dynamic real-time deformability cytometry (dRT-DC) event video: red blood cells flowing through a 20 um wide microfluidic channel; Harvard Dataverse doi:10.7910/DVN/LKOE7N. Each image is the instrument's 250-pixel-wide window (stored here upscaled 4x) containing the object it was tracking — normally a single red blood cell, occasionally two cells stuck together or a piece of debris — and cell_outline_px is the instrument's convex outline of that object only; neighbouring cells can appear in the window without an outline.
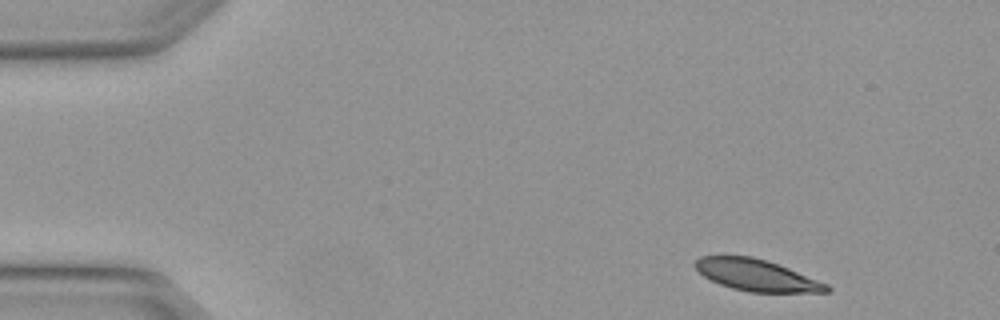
{"species": "Egyptian fruit bat (a non-hibernating species)", "species_latin": "Rousettus aegyptiacus", "temperature_condition": "warm", "stored_images_in_passage": 5, "camera_frame_rate_fps": 3000, "um_per_image_px": 0.085, "animal": {"sex": "female"}, "frame": {"image": 1, "passage_image": 1, "time_ms": 0.0, "image_size_px": [1000, 320], "cell_outline_px": [[832, 288], [828, 292], [748, 292], [732, 288], [720, 284], [704, 276], [692, 264], [700, 256], [752, 256], [788, 268], [828, 284]], "centroid_in_image_um": [64.3, 23.39], "position_along_channel_um": 20.7, "area_um2": 23.87}}
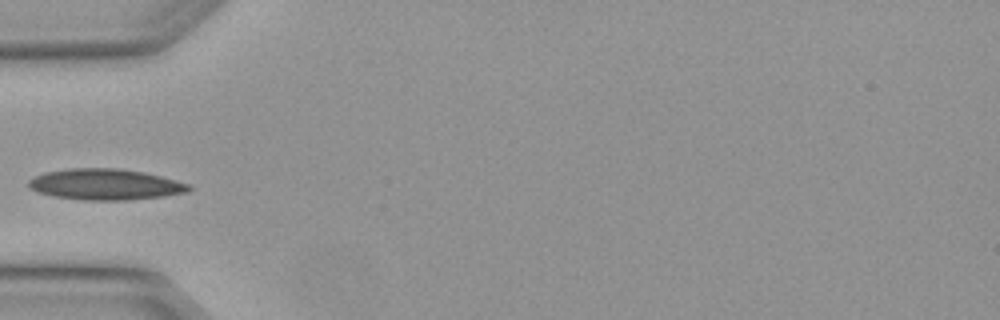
{"frame": {"image": 2, "passage_image": 4, "time_ms": 1.0, "image_size_px": [1000, 320], "cell_outline_px": [[192, 188], [188, 192], [164, 196], [124, 200], [84, 200], [52, 196], [36, 192], [28, 188], [28, 180], [44, 172], [72, 168], [116, 168], [144, 172], [160, 176], [188, 184]], "centroid_in_image_um": [8.91, 15.67], "position_along_channel_um": 76.1, "area_um2": 28.9}}
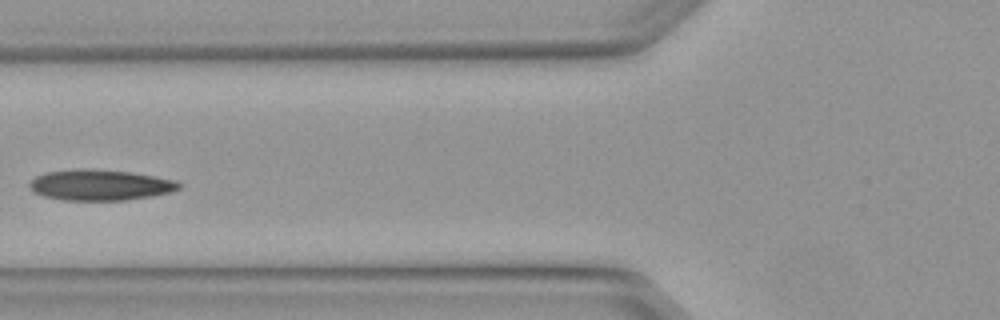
{"frame": {"image": 3, "passage_image": 5, "time_ms": 1.333, "image_size_px": [1000, 320], "cell_outline_px": [[180, 188], [168, 192], [152, 196], [124, 200], [64, 200], [44, 196], [32, 192], [28, 188], [28, 184], [36, 176], [48, 172], [76, 168], [84, 168], [132, 172], [156, 176], [176, 180], [180, 184]], "centroid_in_image_um": [8.48, 15.72], "position_along_channel_um": 117.3, "area_um2": 26.88}}